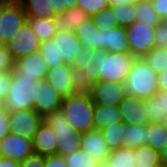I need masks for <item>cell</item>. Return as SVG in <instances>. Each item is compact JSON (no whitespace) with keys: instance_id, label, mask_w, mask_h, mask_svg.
Masks as SVG:
<instances>
[{"instance_id":"obj_1","label":"cell","mask_w":167,"mask_h":167,"mask_svg":"<svg viewBox=\"0 0 167 167\" xmlns=\"http://www.w3.org/2000/svg\"><path fill=\"white\" fill-rule=\"evenodd\" d=\"M60 110L69 125L76 131L86 133L94 129V102L88 89H81L64 98Z\"/></svg>"},{"instance_id":"obj_2","label":"cell","mask_w":167,"mask_h":167,"mask_svg":"<svg viewBox=\"0 0 167 167\" xmlns=\"http://www.w3.org/2000/svg\"><path fill=\"white\" fill-rule=\"evenodd\" d=\"M127 95L137 99H148L158 90V74L143 58H135L125 80Z\"/></svg>"},{"instance_id":"obj_3","label":"cell","mask_w":167,"mask_h":167,"mask_svg":"<svg viewBox=\"0 0 167 167\" xmlns=\"http://www.w3.org/2000/svg\"><path fill=\"white\" fill-rule=\"evenodd\" d=\"M96 82H125L130 66L135 59L132 54L110 53L106 49H97Z\"/></svg>"},{"instance_id":"obj_4","label":"cell","mask_w":167,"mask_h":167,"mask_svg":"<svg viewBox=\"0 0 167 167\" xmlns=\"http://www.w3.org/2000/svg\"><path fill=\"white\" fill-rule=\"evenodd\" d=\"M37 82L12 74V82L6 100L2 106L8 112L20 110H35Z\"/></svg>"},{"instance_id":"obj_5","label":"cell","mask_w":167,"mask_h":167,"mask_svg":"<svg viewBox=\"0 0 167 167\" xmlns=\"http://www.w3.org/2000/svg\"><path fill=\"white\" fill-rule=\"evenodd\" d=\"M26 22L27 16L19 0H2L0 43L7 44Z\"/></svg>"},{"instance_id":"obj_6","label":"cell","mask_w":167,"mask_h":167,"mask_svg":"<svg viewBox=\"0 0 167 167\" xmlns=\"http://www.w3.org/2000/svg\"><path fill=\"white\" fill-rule=\"evenodd\" d=\"M45 81L63 99L79 90L78 75L69 64L48 69Z\"/></svg>"},{"instance_id":"obj_7","label":"cell","mask_w":167,"mask_h":167,"mask_svg":"<svg viewBox=\"0 0 167 167\" xmlns=\"http://www.w3.org/2000/svg\"><path fill=\"white\" fill-rule=\"evenodd\" d=\"M156 28L145 23L135 21L126 27V34L130 54L135 58H142L155 47Z\"/></svg>"},{"instance_id":"obj_8","label":"cell","mask_w":167,"mask_h":167,"mask_svg":"<svg viewBox=\"0 0 167 167\" xmlns=\"http://www.w3.org/2000/svg\"><path fill=\"white\" fill-rule=\"evenodd\" d=\"M41 42L31 25L26 22L6 44L14 62L28 54L38 52Z\"/></svg>"},{"instance_id":"obj_9","label":"cell","mask_w":167,"mask_h":167,"mask_svg":"<svg viewBox=\"0 0 167 167\" xmlns=\"http://www.w3.org/2000/svg\"><path fill=\"white\" fill-rule=\"evenodd\" d=\"M88 90L94 103L108 107L119 106L127 96L125 82L98 81Z\"/></svg>"},{"instance_id":"obj_10","label":"cell","mask_w":167,"mask_h":167,"mask_svg":"<svg viewBox=\"0 0 167 167\" xmlns=\"http://www.w3.org/2000/svg\"><path fill=\"white\" fill-rule=\"evenodd\" d=\"M97 50L82 47V51L75 56L71 63L72 69L78 75V81L82 89H88L96 83Z\"/></svg>"},{"instance_id":"obj_11","label":"cell","mask_w":167,"mask_h":167,"mask_svg":"<svg viewBox=\"0 0 167 167\" xmlns=\"http://www.w3.org/2000/svg\"><path fill=\"white\" fill-rule=\"evenodd\" d=\"M12 71L15 76L32 79L36 83L45 80L48 65L38 51L16 60Z\"/></svg>"},{"instance_id":"obj_12","label":"cell","mask_w":167,"mask_h":167,"mask_svg":"<svg viewBox=\"0 0 167 167\" xmlns=\"http://www.w3.org/2000/svg\"><path fill=\"white\" fill-rule=\"evenodd\" d=\"M43 117L35 110H20L9 112V126L11 132L33 139Z\"/></svg>"},{"instance_id":"obj_13","label":"cell","mask_w":167,"mask_h":167,"mask_svg":"<svg viewBox=\"0 0 167 167\" xmlns=\"http://www.w3.org/2000/svg\"><path fill=\"white\" fill-rule=\"evenodd\" d=\"M34 153L33 139L10 132L0 140V156L22 162Z\"/></svg>"},{"instance_id":"obj_14","label":"cell","mask_w":167,"mask_h":167,"mask_svg":"<svg viewBox=\"0 0 167 167\" xmlns=\"http://www.w3.org/2000/svg\"><path fill=\"white\" fill-rule=\"evenodd\" d=\"M63 98L48 85L45 80L37 82L35 96V111L42 117L46 114L60 110Z\"/></svg>"},{"instance_id":"obj_15","label":"cell","mask_w":167,"mask_h":167,"mask_svg":"<svg viewBox=\"0 0 167 167\" xmlns=\"http://www.w3.org/2000/svg\"><path fill=\"white\" fill-rule=\"evenodd\" d=\"M80 148L98 161L107 160L111 154V149L108 147L101 130L93 129L82 133Z\"/></svg>"},{"instance_id":"obj_16","label":"cell","mask_w":167,"mask_h":167,"mask_svg":"<svg viewBox=\"0 0 167 167\" xmlns=\"http://www.w3.org/2000/svg\"><path fill=\"white\" fill-rule=\"evenodd\" d=\"M145 99H137L127 95L119 104L122 121L124 123L145 125L149 123V118L144 109Z\"/></svg>"},{"instance_id":"obj_17","label":"cell","mask_w":167,"mask_h":167,"mask_svg":"<svg viewBox=\"0 0 167 167\" xmlns=\"http://www.w3.org/2000/svg\"><path fill=\"white\" fill-rule=\"evenodd\" d=\"M53 43L66 64L71 65L75 56L82 51V43L75 32L57 31Z\"/></svg>"},{"instance_id":"obj_18","label":"cell","mask_w":167,"mask_h":167,"mask_svg":"<svg viewBox=\"0 0 167 167\" xmlns=\"http://www.w3.org/2000/svg\"><path fill=\"white\" fill-rule=\"evenodd\" d=\"M102 49H106L110 53L130 54L126 27L117 26L102 30Z\"/></svg>"},{"instance_id":"obj_19","label":"cell","mask_w":167,"mask_h":167,"mask_svg":"<svg viewBox=\"0 0 167 167\" xmlns=\"http://www.w3.org/2000/svg\"><path fill=\"white\" fill-rule=\"evenodd\" d=\"M56 140L55 131L43 121L34 134V153L44 156L56 154Z\"/></svg>"},{"instance_id":"obj_20","label":"cell","mask_w":167,"mask_h":167,"mask_svg":"<svg viewBox=\"0 0 167 167\" xmlns=\"http://www.w3.org/2000/svg\"><path fill=\"white\" fill-rule=\"evenodd\" d=\"M74 32L82 46L91 50L102 49V30L94 25L91 17L83 21Z\"/></svg>"},{"instance_id":"obj_21","label":"cell","mask_w":167,"mask_h":167,"mask_svg":"<svg viewBox=\"0 0 167 167\" xmlns=\"http://www.w3.org/2000/svg\"><path fill=\"white\" fill-rule=\"evenodd\" d=\"M90 16L79 7L68 9L53 17L57 31L74 32Z\"/></svg>"},{"instance_id":"obj_22","label":"cell","mask_w":167,"mask_h":167,"mask_svg":"<svg viewBox=\"0 0 167 167\" xmlns=\"http://www.w3.org/2000/svg\"><path fill=\"white\" fill-rule=\"evenodd\" d=\"M144 109L149 123H161L167 116V90H158L155 95L145 99Z\"/></svg>"},{"instance_id":"obj_23","label":"cell","mask_w":167,"mask_h":167,"mask_svg":"<svg viewBox=\"0 0 167 167\" xmlns=\"http://www.w3.org/2000/svg\"><path fill=\"white\" fill-rule=\"evenodd\" d=\"M147 131L148 124L136 125L130 123H123V134L121 139V148L130 149L138 146H147Z\"/></svg>"},{"instance_id":"obj_24","label":"cell","mask_w":167,"mask_h":167,"mask_svg":"<svg viewBox=\"0 0 167 167\" xmlns=\"http://www.w3.org/2000/svg\"><path fill=\"white\" fill-rule=\"evenodd\" d=\"M93 123L95 130H102L122 121L119 106L108 107L94 103Z\"/></svg>"},{"instance_id":"obj_25","label":"cell","mask_w":167,"mask_h":167,"mask_svg":"<svg viewBox=\"0 0 167 167\" xmlns=\"http://www.w3.org/2000/svg\"><path fill=\"white\" fill-rule=\"evenodd\" d=\"M43 121L55 131L56 138H70L78 131L73 129L61 110L46 114Z\"/></svg>"},{"instance_id":"obj_26","label":"cell","mask_w":167,"mask_h":167,"mask_svg":"<svg viewBox=\"0 0 167 167\" xmlns=\"http://www.w3.org/2000/svg\"><path fill=\"white\" fill-rule=\"evenodd\" d=\"M27 18H53L56 14L50 8V0H19Z\"/></svg>"},{"instance_id":"obj_27","label":"cell","mask_w":167,"mask_h":167,"mask_svg":"<svg viewBox=\"0 0 167 167\" xmlns=\"http://www.w3.org/2000/svg\"><path fill=\"white\" fill-rule=\"evenodd\" d=\"M133 161L136 167H160V152L150 146L133 148Z\"/></svg>"},{"instance_id":"obj_28","label":"cell","mask_w":167,"mask_h":167,"mask_svg":"<svg viewBox=\"0 0 167 167\" xmlns=\"http://www.w3.org/2000/svg\"><path fill=\"white\" fill-rule=\"evenodd\" d=\"M40 42L53 39L57 33V27L53 18H27Z\"/></svg>"},{"instance_id":"obj_29","label":"cell","mask_w":167,"mask_h":167,"mask_svg":"<svg viewBox=\"0 0 167 167\" xmlns=\"http://www.w3.org/2000/svg\"><path fill=\"white\" fill-rule=\"evenodd\" d=\"M134 7L136 11V21L155 28L161 23L162 20L154 10L151 0H143L139 3H135Z\"/></svg>"},{"instance_id":"obj_30","label":"cell","mask_w":167,"mask_h":167,"mask_svg":"<svg viewBox=\"0 0 167 167\" xmlns=\"http://www.w3.org/2000/svg\"><path fill=\"white\" fill-rule=\"evenodd\" d=\"M148 146L161 151L167 146V129L161 123H148Z\"/></svg>"},{"instance_id":"obj_31","label":"cell","mask_w":167,"mask_h":167,"mask_svg":"<svg viewBox=\"0 0 167 167\" xmlns=\"http://www.w3.org/2000/svg\"><path fill=\"white\" fill-rule=\"evenodd\" d=\"M142 58L149 64L150 68L157 74L167 70V48L154 47L150 52L145 54Z\"/></svg>"},{"instance_id":"obj_32","label":"cell","mask_w":167,"mask_h":167,"mask_svg":"<svg viewBox=\"0 0 167 167\" xmlns=\"http://www.w3.org/2000/svg\"><path fill=\"white\" fill-rule=\"evenodd\" d=\"M39 52L47 63L48 69L65 64L63 57L59 55V52L53 43V39L41 42Z\"/></svg>"},{"instance_id":"obj_33","label":"cell","mask_w":167,"mask_h":167,"mask_svg":"<svg viewBox=\"0 0 167 167\" xmlns=\"http://www.w3.org/2000/svg\"><path fill=\"white\" fill-rule=\"evenodd\" d=\"M106 161L110 167H136L133 161V148L112 150Z\"/></svg>"},{"instance_id":"obj_34","label":"cell","mask_w":167,"mask_h":167,"mask_svg":"<svg viewBox=\"0 0 167 167\" xmlns=\"http://www.w3.org/2000/svg\"><path fill=\"white\" fill-rule=\"evenodd\" d=\"M118 26L128 27L136 21L134 4L110 6Z\"/></svg>"},{"instance_id":"obj_35","label":"cell","mask_w":167,"mask_h":167,"mask_svg":"<svg viewBox=\"0 0 167 167\" xmlns=\"http://www.w3.org/2000/svg\"><path fill=\"white\" fill-rule=\"evenodd\" d=\"M67 167H95L99 162L81 148L64 156Z\"/></svg>"},{"instance_id":"obj_36","label":"cell","mask_w":167,"mask_h":167,"mask_svg":"<svg viewBox=\"0 0 167 167\" xmlns=\"http://www.w3.org/2000/svg\"><path fill=\"white\" fill-rule=\"evenodd\" d=\"M108 147L112 150L121 148V139L125 135L123 132V123H115L101 130Z\"/></svg>"},{"instance_id":"obj_37","label":"cell","mask_w":167,"mask_h":167,"mask_svg":"<svg viewBox=\"0 0 167 167\" xmlns=\"http://www.w3.org/2000/svg\"><path fill=\"white\" fill-rule=\"evenodd\" d=\"M81 137L82 133L78 132L70 138H58L56 154L64 157L80 149Z\"/></svg>"},{"instance_id":"obj_38","label":"cell","mask_w":167,"mask_h":167,"mask_svg":"<svg viewBox=\"0 0 167 167\" xmlns=\"http://www.w3.org/2000/svg\"><path fill=\"white\" fill-rule=\"evenodd\" d=\"M114 13L110 6L104 8L97 14H94L91 16V19L94 23V25L100 29V30H106V29H112L114 27H117V21L114 18Z\"/></svg>"},{"instance_id":"obj_39","label":"cell","mask_w":167,"mask_h":167,"mask_svg":"<svg viewBox=\"0 0 167 167\" xmlns=\"http://www.w3.org/2000/svg\"><path fill=\"white\" fill-rule=\"evenodd\" d=\"M108 6V0H77V7L81 8L90 17Z\"/></svg>"},{"instance_id":"obj_40","label":"cell","mask_w":167,"mask_h":167,"mask_svg":"<svg viewBox=\"0 0 167 167\" xmlns=\"http://www.w3.org/2000/svg\"><path fill=\"white\" fill-rule=\"evenodd\" d=\"M12 70L0 72V105L6 100L12 82Z\"/></svg>"},{"instance_id":"obj_41","label":"cell","mask_w":167,"mask_h":167,"mask_svg":"<svg viewBox=\"0 0 167 167\" xmlns=\"http://www.w3.org/2000/svg\"><path fill=\"white\" fill-rule=\"evenodd\" d=\"M155 47L167 48V20L161 21V23L156 27Z\"/></svg>"},{"instance_id":"obj_42","label":"cell","mask_w":167,"mask_h":167,"mask_svg":"<svg viewBox=\"0 0 167 167\" xmlns=\"http://www.w3.org/2000/svg\"><path fill=\"white\" fill-rule=\"evenodd\" d=\"M14 66V60L6 47V44L0 43V72L6 70H12Z\"/></svg>"},{"instance_id":"obj_43","label":"cell","mask_w":167,"mask_h":167,"mask_svg":"<svg viewBox=\"0 0 167 167\" xmlns=\"http://www.w3.org/2000/svg\"><path fill=\"white\" fill-rule=\"evenodd\" d=\"M76 6L77 0H50V8H53L55 14L64 13Z\"/></svg>"},{"instance_id":"obj_44","label":"cell","mask_w":167,"mask_h":167,"mask_svg":"<svg viewBox=\"0 0 167 167\" xmlns=\"http://www.w3.org/2000/svg\"><path fill=\"white\" fill-rule=\"evenodd\" d=\"M11 132L9 126V112L0 105V140Z\"/></svg>"},{"instance_id":"obj_45","label":"cell","mask_w":167,"mask_h":167,"mask_svg":"<svg viewBox=\"0 0 167 167\" xmlns=\"http://www.w3.org/2000/svg\"><path fill=\"white\" fill-rule=\"evenodd\" d=\"M44 167H67L65 158L57 154L44 156Z\"/></svg>"},{"instance_id":"obj_46","label":"cell","mask_w":167,"mask_h":167,"mask_svg":"<svg viewBox=\"0 0 167 167\" xmlns=\"http://www.w3.org/2000/svg\"><path fill=\"white\" fill-rule=\"evenodd\" d=\"M21 167H44V155L33 153L24 161L20 162Z\"/></svg>"},{"instance_id":"obj_47","label":"cell","mask_w":167,"mask_h":167,"mask_svg":"<svg viewBox=\"0 0 167 167\" xmlns=\"http://www.w3.org/2000/svg\"><path fill=\"white\" fill-rule=\"evenodd\" d=\"M154 10L162 21L167 20V0H151Z\"/></svg>"},{"instance_id":"obj_48","label":"cell","mask_w":167,"mask_h":167,"mask_svg":"<svg viewBox=\"0 0 167 167\" xmlns=\"http://www.w3.org/2000/svg\"><path fill=\"white\" fill-rule=\"evenodd\" d=\"M0 167H21L20 162L0 156Z\"/></svg>"},{"instance_id":"obj_49","label":"cell","mask_w":167,"mask_h":167,"mask_svg":"<svg viewBox=\"0 0 167 167\" xmlns=\"http://www.w3.org/2000/svg\"><path fill=\"white\" fill-rule=\"evenodd\" d=\"M159 90H167V70L158 74Z\"/></svg>"},{"instance_id":"obj_50","label":"cell","mask_w":167,"mask_h":167,"mask_svg":"<svg viewBox=\"0 0 167 167\" xmlns=\"http://www.w3.org/2000/svg\"><path fill=\"white\" fill-rule=\"evenodd\" d=\"M143 0H108L109 6H117V5H126V4H135L139 3Z\"/></svg>"},{"instance_id":"obj_51","label":"cell","mask_w":167,"mask_h":167,"mask_svg":"<svg viewBox=\"0 0 167 167\" xmlns=\"http://www.w3.org/2000/svg\"><path fill=\"white\" fill-rule=\"evenodd\" d=\"M161 164H167V146L160 151Z\"/></svg>"},{"instance_id":"obj_52","label":"cell","mask_w":167,"mask_h":167,"mask_svg":"<svg viewBox=\"0 0 167 167\" xmlns=\"http://www.w3.org/2000/svg\"><path fill=\"white\" fill-rule=\"evenodd\" d=\"M95 167H110L108 162L105 161H99Z\"/></svg>"},{"instance_id":"obj_53","label":"cell","mask_w":167,"mask_h":167,"mask_svg":"<svg viewBox=\"0 0 167 167\" xmlns=\"http://www.w3.org/2000/svg\"><path fill=\"white\" fill-rule=\"evenodd\" d=\"M161 124L167 129V116L162 120Z\"/></svg>"},{"instance_id":"obj_54","label":"cell","mask_w":167,"mask_h":167,"mask_svg":"<svg viewBox=\"0 0 167 167\" xmlns=\"http://www.w3.org/2000/svg\"><path fill=\"white\" fill-rule=\"evenodd\" d=\"M1 13H2V0L0 1V17H1Z\"/></svg>"},{"instance_id":"obj_55","label":"cell","mask_w":167,"mask_h":167,"mask_svg":"<svg viewBox=\"0 0 167 167\" xmlns=\"http://www.w3.org/2000/svg\"><path fill=\"white\" fill-rule=\"evenodd\" d=\"M160 167H167V164H161Z\"/></svg>"}]
</instances>
